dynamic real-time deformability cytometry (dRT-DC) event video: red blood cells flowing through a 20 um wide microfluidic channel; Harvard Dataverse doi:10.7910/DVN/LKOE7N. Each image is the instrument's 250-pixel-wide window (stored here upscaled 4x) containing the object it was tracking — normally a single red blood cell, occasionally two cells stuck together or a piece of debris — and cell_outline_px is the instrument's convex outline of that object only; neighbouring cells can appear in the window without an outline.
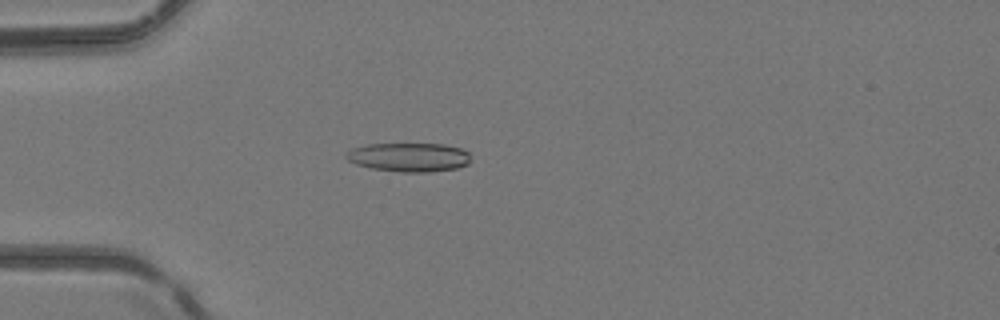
{"species": "common noctule bat (a hibernating species)", "species_latin": "Nyctalus noctula", "temperature_condition": "room temperature", "stored_images_in_passage": 51, "camera_frame_rate_fps": 3000, "um_per_image_px": 0.085, "animal": {"sex": "female", "body_mass_g": 24.6, "forearm_length_mm": 56.2}, "frame": {"image": 1, "passage_image": 16, "time_ms": 5.0, "image_size_px": [1000, 320], "cell_outline_px": [[468, 164], [456, 168], [432, 172], [400, 172], [372, 168], [356, 164], [348, 160], [344, 156], [352, 148], [368, 144], [444, 144], [460, 148], [468, 152]], "centroid_in_image_um": [34.75, 13.36], "position_along_channel_um": 50.3, "area_um2": 20.87}}
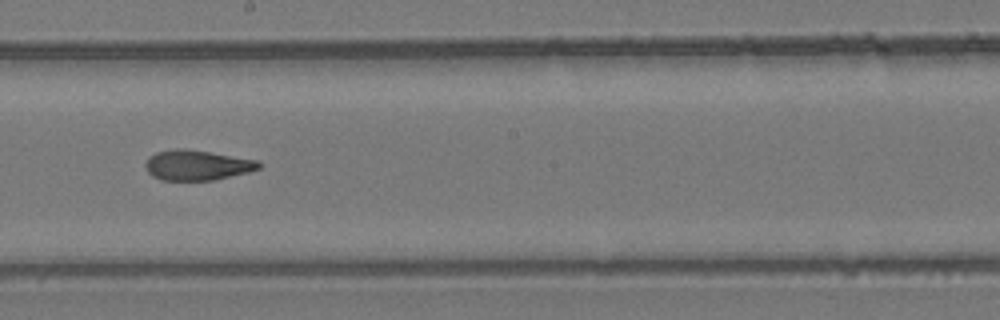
{"frame": {"image": 2, "passage_image": 30, "time_ms": 9.667, "image_size_px": [1000, 320], "cell_outline_px": [[264, 164], [260, 168], [248, 172], [212, 180], [160, 180], [152, 176], [148, 172], [144, 164], [148, 156], [156, 152], [176, 148], [184, 148], [260, 160]], "centroid_in_image_um": [16.75, 14.03], "position_along_channel_um": 231.4, "area_um2": 20.11}}
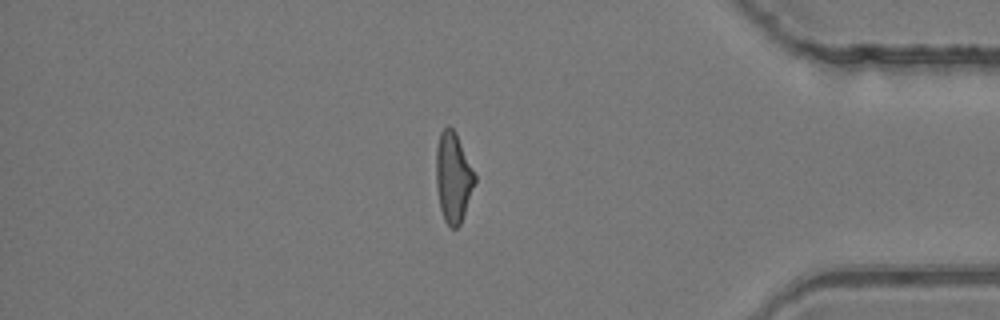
{"frame": {"image": 3, "passage_image": 44, "time_ms": 14.333, "image_size_px": [1000, 320], "cell_outline_px": [[476, 180], [460, 224], [456, 228], [452, 228], [444, 220], [440, 208], [436, 188], [436, 148], [440, 132], [448, 124], [456, 132], [476, 176]], "centroid_in_image_um": [38.5, 15.04], "position_along_channel_um": 396.7, "area_um2": 20.23}, "authors_computed_cell_mechanics": {"area_um2": 20.4034, "velocity_mm_per_s": 4.1959, "shape_relaxation_time_tau1_ms": 10.0822, "shape_relaxation_time_tau2_ms": 2.4757, "deformation_change_tau1": 0.2527, "deformation_change_tau2": 0.1007}}